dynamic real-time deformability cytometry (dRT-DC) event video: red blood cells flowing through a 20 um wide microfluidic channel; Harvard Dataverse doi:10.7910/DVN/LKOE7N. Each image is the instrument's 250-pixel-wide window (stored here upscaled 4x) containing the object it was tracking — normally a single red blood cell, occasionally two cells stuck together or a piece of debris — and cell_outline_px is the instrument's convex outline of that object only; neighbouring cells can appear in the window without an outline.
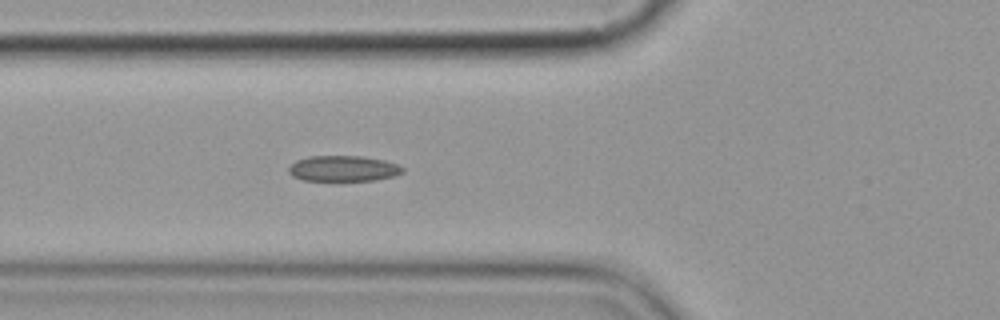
{"species": "common noctule bat (a hibernating species)", "species_latin": "Nyctalus noctula", "temperature_condition": "cold", "stored_images_in_passage": 2, "camera_frame_rate_fps": 3000, "um_per_image_px": 0.085, "animal": {"sex": "female", "body_mass_g": 19.9}, "frame": {"image": 1, "passage_image": 2, "time_ms": 1.0, "image_size_px": [1000, 320], "cell_outline_px": [[404, 172], [396, 176], [376, 180], [300, 180], [292, 176], [288, 172], [288, 168], [296, 160], [308, 156], [360, 156], [384, 160], [396, 164], [404, 168]], "centroid_in_image_um": [29.17, 14.32], "position_along_channel_um": 96.6, "area_um2": 17.11}}